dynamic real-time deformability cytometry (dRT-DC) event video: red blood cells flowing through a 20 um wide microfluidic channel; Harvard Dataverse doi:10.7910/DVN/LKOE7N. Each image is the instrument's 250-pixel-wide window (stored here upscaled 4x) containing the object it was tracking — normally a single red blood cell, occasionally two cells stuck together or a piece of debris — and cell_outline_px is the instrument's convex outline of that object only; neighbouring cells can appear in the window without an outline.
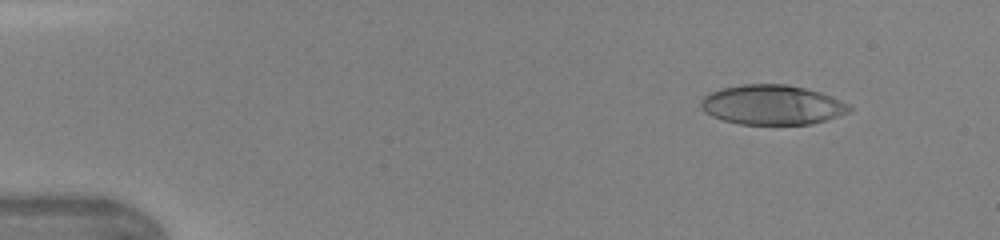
{"species": "human", "species_latin": "Homo sapiens", "temperature_condition": "warm", "stored_images_in_passage": 37, "camera_frame_rate_fps": 3000, "um_per_image_px": 0.085, "donor": {"sex": "female"}, "frame": {"image": 1, "passage_image": 5, "time_ms": 1.333, "image_size_px": [1000, 240], "cell_outline_px": [[852, 112], [812, 124], [740, 124], [724, 120], [712, 116], [704, 112], [700, 104], [700, 100], [708, 92], [724, 88], [744, 84], [788, 84], [820, 92], [832, 96], [848, 104], [852, 108]], "centroid_in_image_um": [65.64, 8.91], "position_along_channel_um": 19.4, "area_um2": 34.45}}
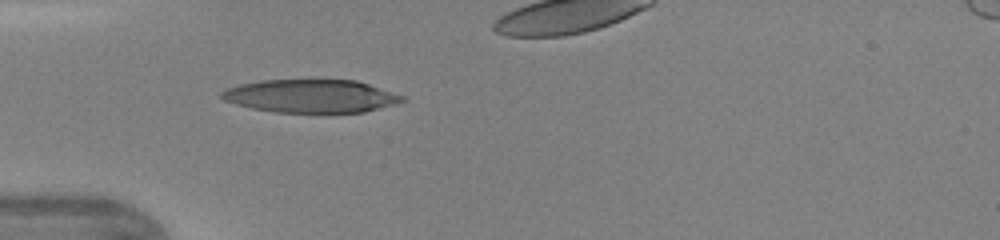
{"frame": {"image": 2, "passage_image": 14, "time_ms": 4.333, "image_size_px": [1000, 240], "cell_outline_px": [[404, 100], [396, 104], [364, 112], [276, 112], [252, 108], [236, 104], [224, 100], [220, 96], [220, 92], [224, 88], [240, 84], [260, 80], [356, 80], [404, 96]], "centroid_in_image_um": [26.39, 8.16], "position_along_channel_um": 58.6, "area_um2": 34.68}}
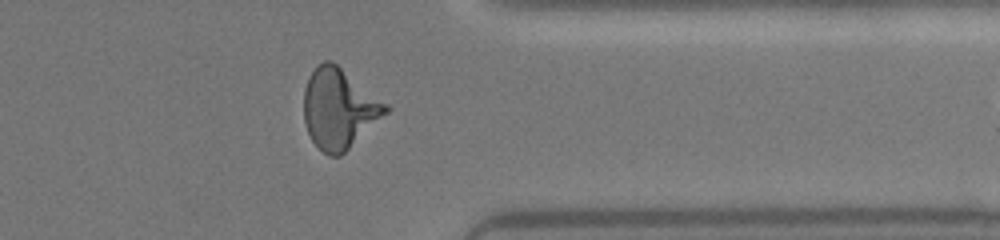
{"frame": {"image": 3, "passage_image": 36, "time_ms": 11.667, "image_size_px": [1000, 240], "cell_outline_px": [[392, 108], [388, 112], [340, 156], [328, 156], [312, 140], [308, 132], [304, 120], [304, 88], [308, 76], [316, 64], [324, 60], [332, 60], [388, 104]], "centroid_in_image_um": [28.81, 9.19], "position_along_channel_um": 382.6, "area_um2": 38.15}}